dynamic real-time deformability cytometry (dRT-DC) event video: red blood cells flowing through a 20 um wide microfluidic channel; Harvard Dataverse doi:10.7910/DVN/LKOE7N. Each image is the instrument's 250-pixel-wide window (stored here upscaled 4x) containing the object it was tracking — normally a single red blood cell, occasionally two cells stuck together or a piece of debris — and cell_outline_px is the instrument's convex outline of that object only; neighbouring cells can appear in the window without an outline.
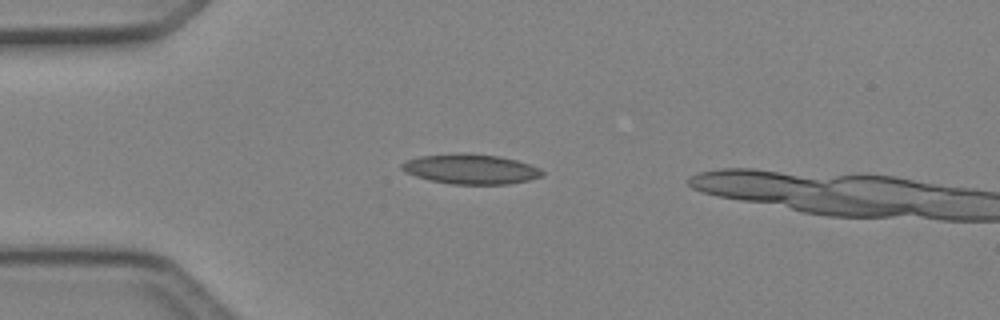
{"species": "Egyptian fruit bat (a non-hibernating species)", "species_latin": "Rousettus aegyptiacus", "temperature_condition": "cold", "stored_images_in_passage": 3, "camera_frame_rate_fps": 3000, "um_per_image_px": 0.085, "animal": {"sex": "female"}, "frame": {"image": 1, "passage_image": 2, "time_ms": 0.333, "image_size_px": [1000, 320], "cell_outline_px": [[544, 176], [528, 180], [508, 184], [452, 184], [428, 180], [416, 176], [400, 168], [400, 164], [404, 160], [420, 156], [500, 156], [516, 160], [540, 168], [544, 172]], "centroid_in_image_um": [40.04, 14.42], "position_along_channel_um": 45.0, "area_um2": 23.47}}